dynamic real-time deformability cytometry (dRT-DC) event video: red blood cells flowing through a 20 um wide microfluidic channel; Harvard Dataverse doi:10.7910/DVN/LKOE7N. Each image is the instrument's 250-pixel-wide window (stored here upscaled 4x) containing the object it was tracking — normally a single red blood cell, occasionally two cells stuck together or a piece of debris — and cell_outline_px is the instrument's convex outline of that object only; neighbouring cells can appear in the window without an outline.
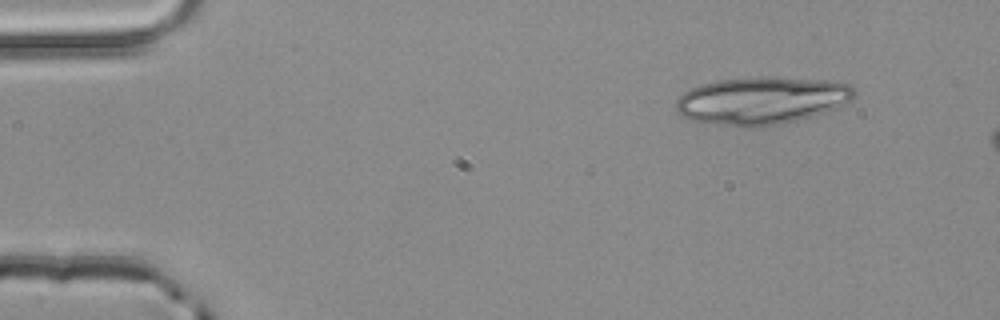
{"species": "common noctule bat (a hibernating species)", "species_latin": "Nyctalus noctula", "temperature_condition": "room temperature", "stored_images_in_passage": 3, "segment_of_instrument_passage": [2, 2], "camera_frame_rate_fps": 3000, "um_per_image_px": 0.085, "animal": {"sex": "male", "body_mass_g": 20.4}, "frame": {"image": 1, "passage_image": 3, "time_ms": 0.667, "image_size_px": [1000, 320], "cell_outline_px": [[856, 96], [852, 100], [836, 108], [812, 116], [764, 128], [740, 128], [692, 120], [684, 116], [676, 108], [676, 100], [684, 92], [700, 84], [716, 80], [760, 76], [772, 76], [836, 80], [848, 84], [856, 88]], "centroid_in_image_um": [64.8, 8.53], "position_along_channel_um": 20.2, "area_um2": 50.34}}